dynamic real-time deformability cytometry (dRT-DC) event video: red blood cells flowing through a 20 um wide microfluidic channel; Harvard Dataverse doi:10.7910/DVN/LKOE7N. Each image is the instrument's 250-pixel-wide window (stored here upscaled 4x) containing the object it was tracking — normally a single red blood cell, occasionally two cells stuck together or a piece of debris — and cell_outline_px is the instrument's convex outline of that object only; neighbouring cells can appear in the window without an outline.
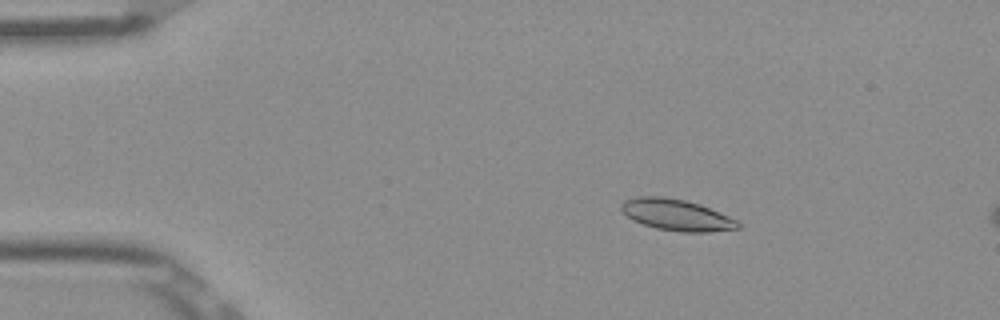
{"species": "Egyptian fruit bat (a non-hibernating species)", "species_latin": "Rousettus aegyptiacus", "temperature_condition": "room temperature", "stored_images_in_passage": 15, "camera_frame_rate_fps": 3000, "um_per_image_px": 0.085, "frame": {"image": 1, "passage_image": 9, "time_ms": 2.667, "image_size_px": [1000, 320], "cell_outline_px": [[740, 228], [708, 232], [680, 232], [656, 228], [632, 220], [620, 208], [620, 204], [624, 200], [640, 196], [664, 196], [684, 200], [700, 204], [728, 216], [736, 220], [740, 224]], "centroid_in_image_um": [57.49, 18.26], "position_along_channel_um": 27.5, "area_um2": 21.21}}